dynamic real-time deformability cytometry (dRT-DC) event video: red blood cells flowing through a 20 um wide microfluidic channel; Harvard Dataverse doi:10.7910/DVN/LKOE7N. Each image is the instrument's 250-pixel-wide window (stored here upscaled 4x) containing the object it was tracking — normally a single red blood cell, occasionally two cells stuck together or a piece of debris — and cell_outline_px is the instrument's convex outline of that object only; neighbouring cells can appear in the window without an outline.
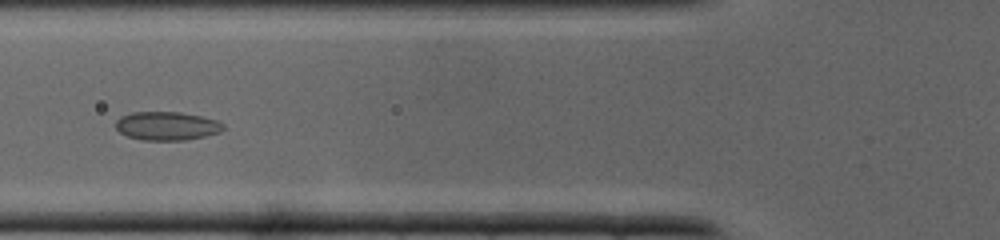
{"species": "common noctule bat (a hibernating species)", "species_latin": "Nyctalus noctula", "temperature_condition": "cold", "stored_images_in_passage": 33, "camera_frame_rate_fps": 3000, "um_per_image_px": 0.085, "animal": {"sex": "male", "body_mass_g": 19.0, "forearm_length_mm": 50.8}, "frame": {"image": 1, "passage_image": 9, "time_ms": 2.667, "image_size_px": [1000, 240], "cell_outline_px": [[224, 128], [220, 132], [204, 136], [184, 140], [144, 140], [128, 136], [120, 132], [116, 128], [116, 120], [120, 116], [132, 112], [180, 112], [200, 116], [216, 120], [224, 124]], "centroid_in_image_um": [14.17, 10.7], "position_along_channel_um": 111.6, "area_um2": 17.8}}
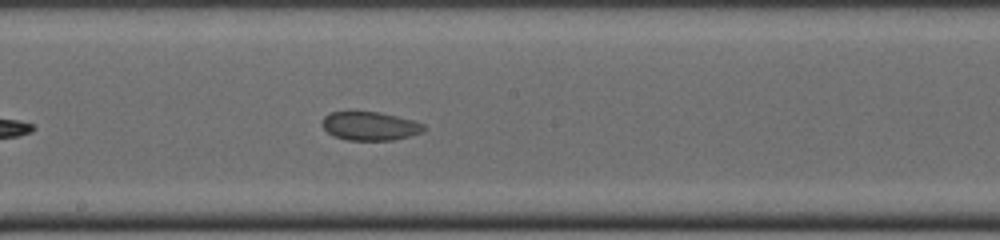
{"frame": {"image": 2, "passage_image": 15, "time_ms": 4.667, "image_size_px": [1000, 240], "cell_outline_px": [[424, 132], [392, 140], [348, 140], [332, 136], [324, 128], [324, 116], [328, 112], [380, 112], [412, 120], [424, 124]], "centroid_in_image_um": [31.45, 10.72], "position_along_channel_um": 216.8, "area_um2": 16.76}}
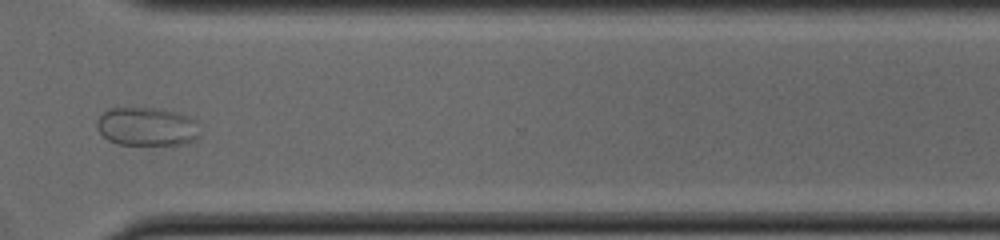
{"frame": {"image": 3, "passage_image": 23, "time_ms": 7.333, "image_size_px": [1000, 240], "cell_outline_px": [[200, 136], [196, 140], [180, 144], [116, 144], [108, 140], [96, 128], [96, 120], [108, 108], [156, 108], [176, 112], [188, 116], [196, 120]], "centroid_in_image_um": [12.48, 10.76], "position_along_channel_um": 358.1, "area_um2": 23.18}}